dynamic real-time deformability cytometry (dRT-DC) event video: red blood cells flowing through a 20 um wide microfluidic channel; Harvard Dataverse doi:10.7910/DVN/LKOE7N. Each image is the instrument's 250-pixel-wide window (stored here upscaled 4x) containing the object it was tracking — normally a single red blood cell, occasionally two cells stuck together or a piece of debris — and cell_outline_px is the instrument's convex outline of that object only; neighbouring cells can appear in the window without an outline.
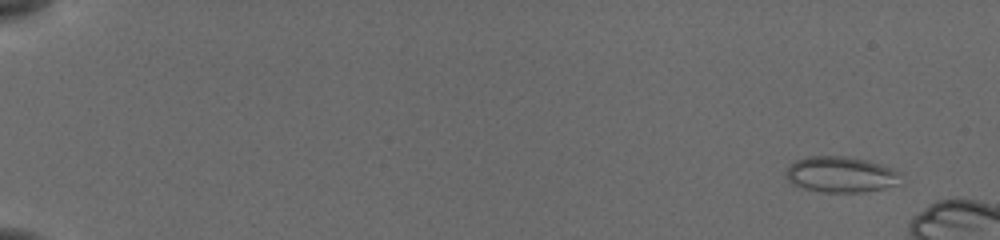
{"species": "common noctule bat (a hibernating species)", "species_latin": "Nyctalus noctula", "temperature_condition": "cold", "stored_images_in_passage": 13, "camera_frame_rate_fps": 3000, "um_per_image_px": 0.085, "animal": {"sex": "female", "body_mass_g": 19.5, "forearm_length_mm": 54.1}, "frame": {"image": 1, "passage_image": 4, "time_ms": 1.0, "image_size_px": [1000, 240], "cell_outline_px": [[904, 184], [884, 188], [860, 192], [824, 192], [804, 188], [792, 184], [784, 176], [784, 172], [788, 164], [796, 160], [808, 156], [848, 156], [868, 160], [896, 168], [904, 172]], "centroid_in_image_um": [71.56, 14.82], "position_along_channel_um": 13.4, "area_um2": 24.91}}